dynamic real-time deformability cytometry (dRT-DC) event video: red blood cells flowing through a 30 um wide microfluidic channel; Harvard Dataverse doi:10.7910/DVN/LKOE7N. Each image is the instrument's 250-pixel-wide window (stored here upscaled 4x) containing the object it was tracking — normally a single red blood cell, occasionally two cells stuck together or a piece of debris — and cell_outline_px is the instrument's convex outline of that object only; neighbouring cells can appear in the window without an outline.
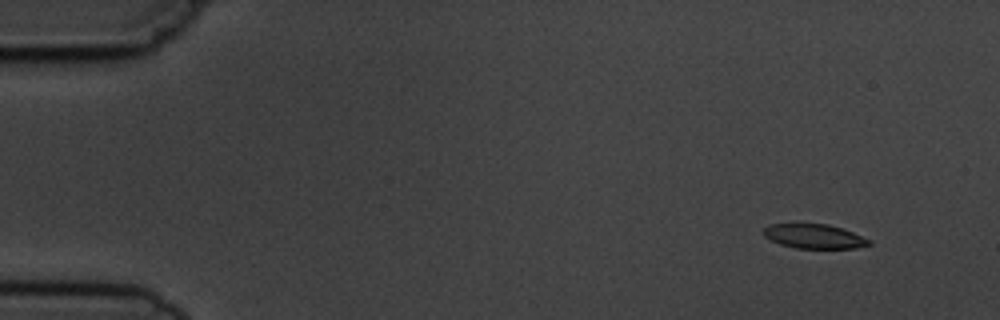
{"species": "common noctule bat (a hibernating species)", "species_latin": "Nyctalus noctula", "temperature_condition": "cold", "stored_images_in_passage": 7, "camera_frame_rate_fps": 3000, "um_per_image_px": 0.085, "animal": {"sex": "male", "body_mass_g": 19.5, "forearm_length_mm": 54.6}, "frame": {"image": 1, "passage_image": 1, "time_ms": 0.0, "image_size_px": [1000, 320], "cell_outline_px": [[872, 244], [856, 248], [796, 248], [780, 244], [764, 236], [764, 228], [768, 224], [796, 220], [828, 224], [852, 232], [872, 240]], "centroid_in_image_um": [69.15, 20.02], "position_along_channel_um": 15.9, "area_um2": 15.72}}
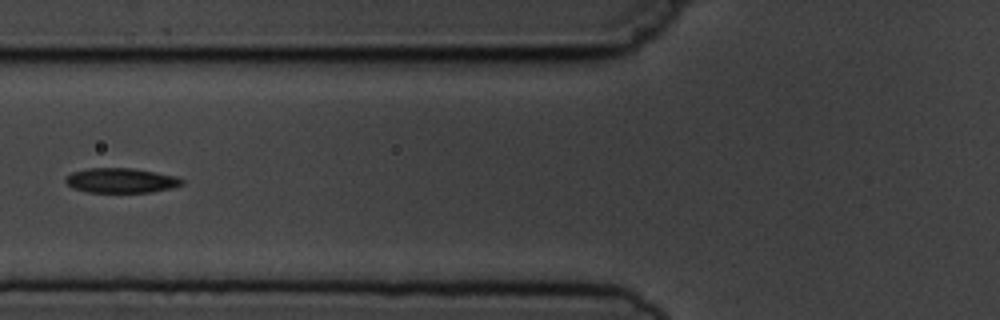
{"frame": {"image": 2, "passage_image": 5, "time_ms": 5.667, "image_size_px": [1000, 320], "cell_outline_px": [[184, 184], [172, 188], [152, 192], [88, 192], [72, 188], [64, 180], [72, 172], [92, 168], [132, 168], [176, 176], [184, 180]], "centroid_in_image_um": [10.32, 15.34], "position_along_channel_um": 115.5, "area_um2": 16.7}}
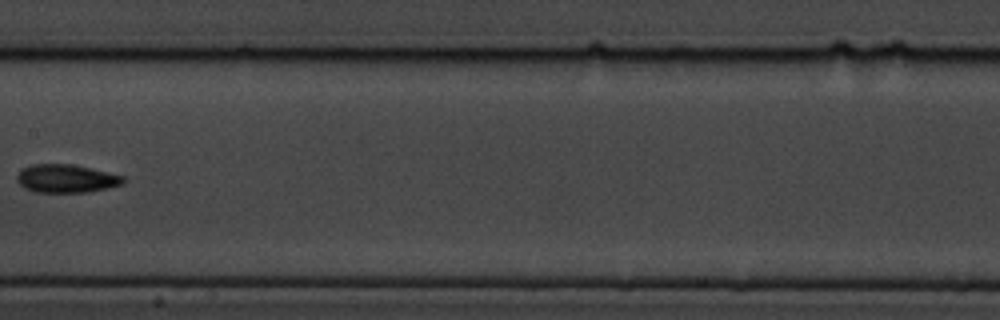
{"frame": {"image": 3, "passage_image": 7, "time_ms": 8.0, "image_size_px": [1000, 320], "cell_outline_px": [[124, 184], [108, 188], [88, 192], [36, 192], [24, 188], [16, 180], [16, 176], [24, 168], [32, 164], [68, 164], [92, 168], [124, 176]], "centroid_in_image_um": [5.65, 15.18], "position_along_channel_um": 201.8, "area_um2": 17.46}}